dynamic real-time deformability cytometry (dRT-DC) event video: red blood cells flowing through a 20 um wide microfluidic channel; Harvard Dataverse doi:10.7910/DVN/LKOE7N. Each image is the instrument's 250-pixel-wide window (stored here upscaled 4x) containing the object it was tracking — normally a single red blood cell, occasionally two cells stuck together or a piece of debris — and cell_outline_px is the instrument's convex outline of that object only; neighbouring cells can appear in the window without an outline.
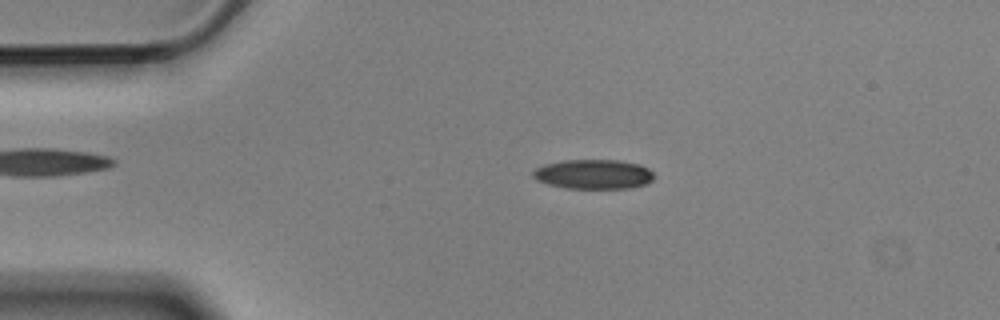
{"species": "Egyptian fruit bat (a non-hibernating species)", "species_latin": "Rousettus aegyptiacus", "temperature_condition": "cold", "stored_images_in_passage": 12, "camera_frame_rate_fps": 3000, "um_per_image_px": 0.085, "animal": {"sex": "male"}, "frame": {"image": 1, "passage_image": 2, "time_ms": 0.333, "image_size_px": [1000, 320], "cell_outline_px": [[656, 176], [648, 184], [632, 188], [564, 188], [548, 184], [536, 180], [532, 176], [532, 172], [536, 168], [544, 164], [564, 160], [620, 160], [640, 164], [648, 168]], "centroid_in_image_um": [50.47, 14.81], "position_along_channel_um": 34.5, "area_um2": 21.1}}
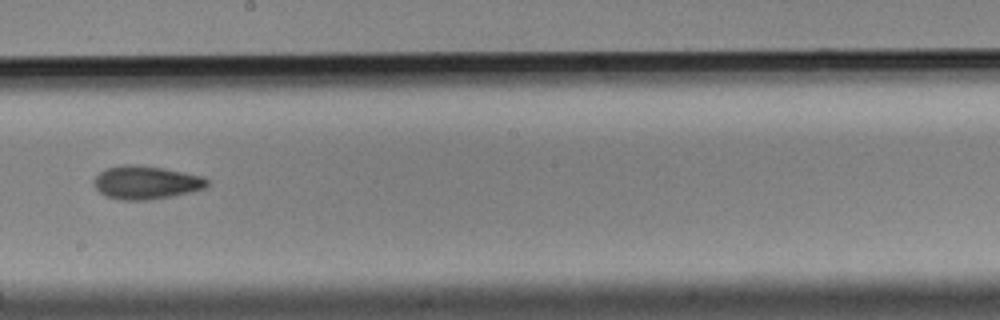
{"frame": {"image": 2, "passage_image": 7, "time_ms": 2.0, "image_size_px": [1000, 320], "cell_outline_px": [[208, 184], [204, 188], [192, 192], [152, 200], [120, 200], [104, 196], [96, 188], [92, 180], [100, 172], [108, 168], [124, 164], [132, 164], [164, 168], [204, 176], [208, 180]], "centroid_in_image_um": [12.42, 15.52], "position_along_channel_um": 235.8, "area_um2": 22.14}}
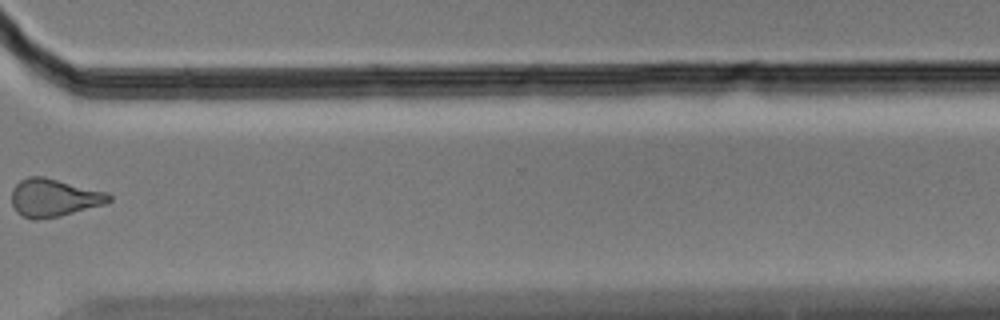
{"frame": {"image": 3, "passage_image": 10, "time_ms": 3.0, "image_size_px": [1000, 320], "cell_outline_px": [[112, 200], [104, 204], [60, 216], [36, 220], [32, 220], [16, 212], [12, 204], [12, 188], [20, 180], [28, 176], [44, 176], [108, 192], [112, 196]], "centroid_in_image_um": [4.58, 16.8], "position_along_channel_um": 366.0, "area_um2": 21.62}}